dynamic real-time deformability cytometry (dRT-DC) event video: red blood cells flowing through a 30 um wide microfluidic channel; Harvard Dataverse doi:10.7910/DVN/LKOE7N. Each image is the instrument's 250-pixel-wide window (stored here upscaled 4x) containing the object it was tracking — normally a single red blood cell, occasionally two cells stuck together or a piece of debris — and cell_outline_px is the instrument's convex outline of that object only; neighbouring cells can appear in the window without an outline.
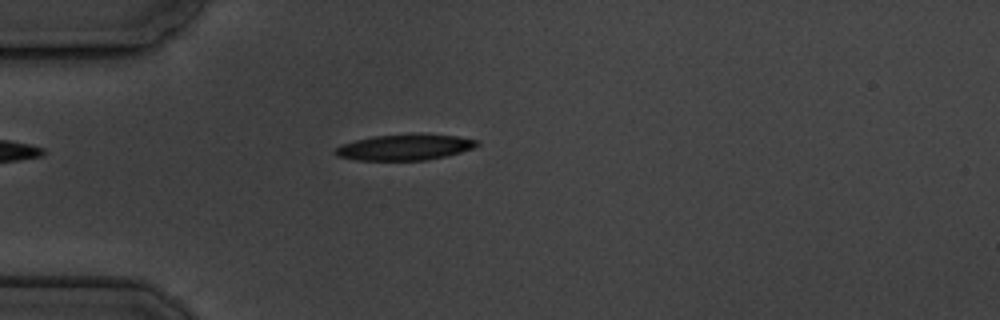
{"species": "common noctule bat (a hibernating species)", "species_latin": "Nyctalus noctula", "temperature_condition": "cold", "stored_images_in_passage": 6, "camera_frame_rate_fps": 3000, "um_per_image_px": 0.085, "animal": {"sex": "male", "body_mass_g": 19.5, "forearm_length_mm": 54.6}, "frame": {"image": 1, "passage_image": 4, "time_ms": 3.667, "image_size_px": [1000, 320], "cell_outline_px": [[480, 144], [472, 148], [460, 152], [444, 156], [424, 160], [356, 160], [336, 156], [332, 152], [340, 144], [372, 136], [420, 132], [456, 136], [476, 140]], "centroid_in_image_um": [34.36, 12.49], "position_along_channel_um": 50.6, "area_um2": 21.68}}